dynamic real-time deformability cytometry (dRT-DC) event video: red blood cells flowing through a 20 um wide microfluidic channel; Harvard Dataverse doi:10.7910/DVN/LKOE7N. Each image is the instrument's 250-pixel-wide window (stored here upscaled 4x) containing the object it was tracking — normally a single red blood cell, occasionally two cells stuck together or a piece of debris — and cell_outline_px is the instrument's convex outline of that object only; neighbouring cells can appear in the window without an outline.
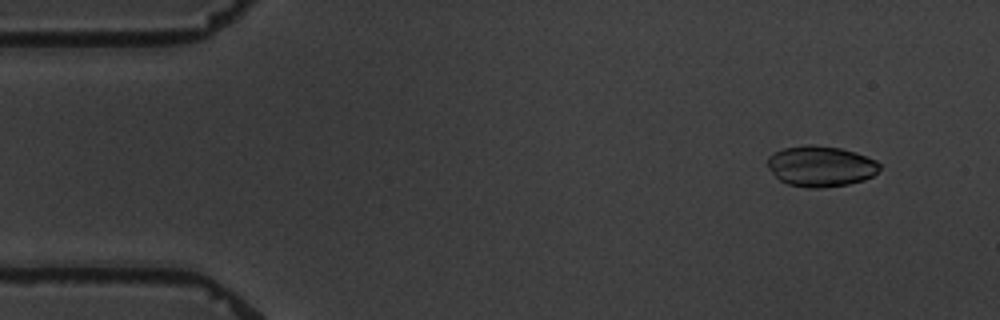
{"species": "common noctule bat (a hibernating species)", "species_latin": "Nyctalus noctula", "temperature_condition": "warm", "stored_images_in_passage": 2, "segment_of_instrument_passage": [2, 2], "camera_frame_rate_fps": 3000, "um_per_image_px": 0.085, "animal": {"sex": "male", "body_mass_g": 19.5, "forearm_length_mm": 54.6}, "frame": {"image": 1, "passage_image": 2, "time_ms": 2.0, "image_size_px": [1000, 320], "cell_outline_px": [[880, 168], [872, 176], [864, 180], [848, 184], [824, 188], [808, 188], [788, 184], [780, 180], [768, 168], [768, 156], [784, 148], [804, 144], [812, 144], [840, 148], [876, 160], [880, 164]], "centroid_in_image_um": [69.75, 14.13], "position_along_channel_um": 15.3, "area_um2": 26.47}}